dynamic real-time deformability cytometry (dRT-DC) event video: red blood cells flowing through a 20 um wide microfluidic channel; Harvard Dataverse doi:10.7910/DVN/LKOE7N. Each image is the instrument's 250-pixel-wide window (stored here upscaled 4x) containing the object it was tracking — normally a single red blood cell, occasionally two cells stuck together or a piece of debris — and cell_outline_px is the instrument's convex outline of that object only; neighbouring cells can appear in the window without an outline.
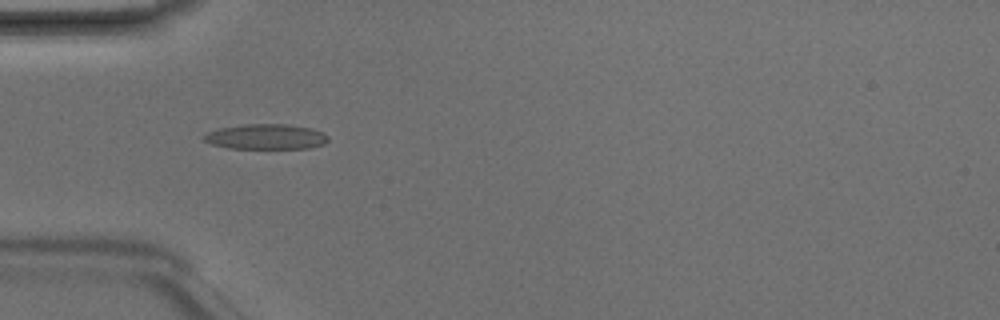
{"species": "Egyptian fruit bat (a non-hibernating species)", "species_latin": "Rousettus aegyptiacus", "temperature_condition": "room temperature", "stored_images_in_passage": 6, "camera_frame_rate_fps": 3000, "um_per_image_px": 0.085, "animal": {"sex": "male"}, "frame": {"image": 1, "passage_image": 4, "time_ms": 1.0, "image_size_px": [1000, 320], "cell_outline_px": [[328, 140], [324, 144], [308, 148], [228, 148], [212, 144], [204, 140], [204, 136], [208, 132], [216, 128], [244, 124], [288, 124], [312, 128], [324, 132], [328, 136]], "centroid_in_image_um": [22.63, 11.61], "position_along_channel_um": 62.4, "area_um2": 18.32}}